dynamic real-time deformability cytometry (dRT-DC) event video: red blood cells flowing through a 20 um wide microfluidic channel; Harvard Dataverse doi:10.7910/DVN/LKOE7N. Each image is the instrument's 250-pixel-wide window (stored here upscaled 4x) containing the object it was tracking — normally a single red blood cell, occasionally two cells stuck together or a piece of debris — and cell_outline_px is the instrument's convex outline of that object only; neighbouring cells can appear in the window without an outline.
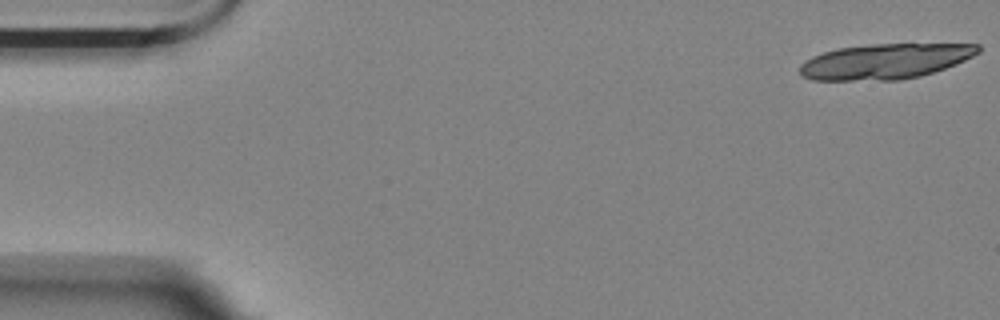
{"species": "Egyptian fruit bat (a non-hibernating species)", "species_latin": "Rousettus aegyptiacus", "temperature_condition": "room temperature", "stored_images_in_passage": 6, "camera_frame_rate_fps": 3000, "um_per_image_px": 0.085, "animal": {"sex": "female"}, "frame": {"image": 1, "passage_image": 1, "time_ms": 0.0, "image_size_px": [1000, 320], "cell_outline_px": [[980, 52], [956, 64], [920, 76], [900, 80], [812, 80], [800, 76], [800, 64], [804, 60], [812, 56], [836, 48], [868, 44], [980, 44]], "centroid_in_image_um": [75.19, 5.21], "position_along_channel_um": 9.8, "area_um2": 36.76}}
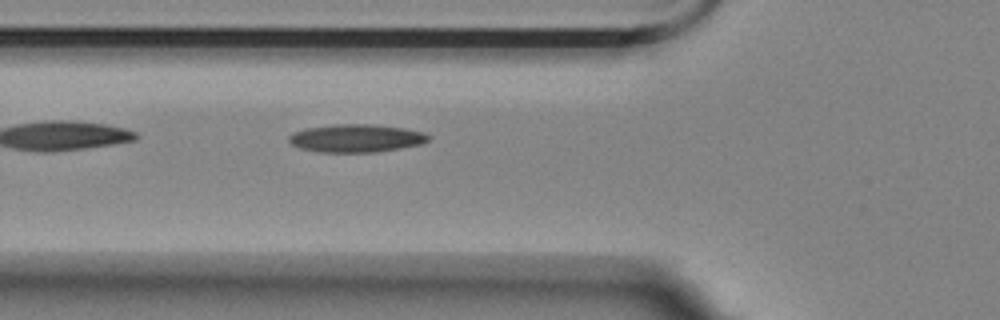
{"frame": {"image": 2, "passage_image": 6, "time_ms": 1.667, "image_size_px": [1000, 320], "cell_outline_px": [[432, 136], [428, 140], [420, 144], [400, 148], [376, 152], [320, 152], [300, 148], [292, 144], [288, 140], [288, 136], [292, 132], [308, 128], [336, 124], [372, 124], [404, 128], [424, 132]], "centroid_in_image_um": [30.28, 11.74], "position_along_channel_um": 95.5, "area_um2": 22.72}}